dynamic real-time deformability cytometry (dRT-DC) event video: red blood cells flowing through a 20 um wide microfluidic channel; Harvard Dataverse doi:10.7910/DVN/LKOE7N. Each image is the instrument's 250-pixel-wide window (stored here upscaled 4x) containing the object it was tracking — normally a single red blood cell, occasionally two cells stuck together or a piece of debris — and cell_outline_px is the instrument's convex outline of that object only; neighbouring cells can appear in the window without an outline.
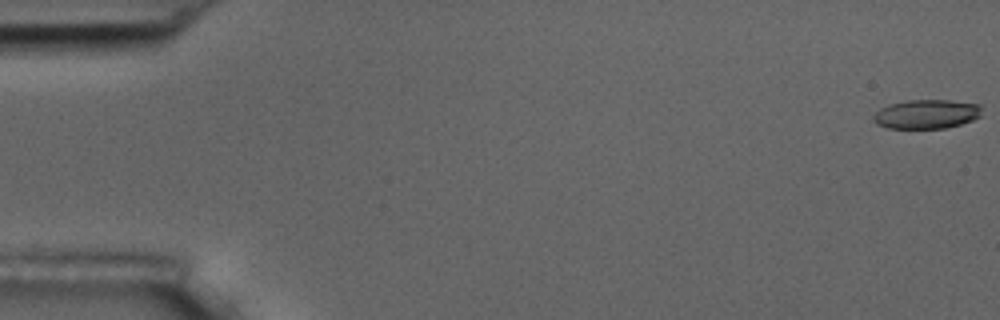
{"species": "common noctule bat (a hibernating species)", "species_latin": "Nyctalus noctula", "temperature_condition": "room temperature", "stored_images_in_passage": 7, "camera_frame_rate_fps": 3000, "um_per_image_px": 0.085, "animal": {"sex": "male", "body_mass_g": 17.5, "forearm_length_mm": 52.3}, "frame": {"image": 1, "passage_image": 1, "time_ms": 0.0, "image_size_px": [1000, 320], "cell_outline_px": [[980, 116], [972, 120], [960, 124], [944, 128], [888, 128], [876, 124], [872, 120], [872, 116], [880, 108], [888, 104], [908, 100], [948, 100], [980, 104]], "centroid_in_image_um": [78.71, 9.69], "position_along_channel_um": 6.3, "area_um2": 18.38}}
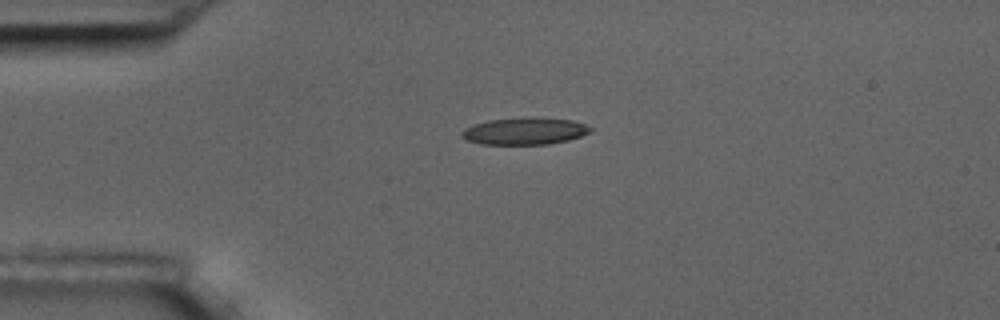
{"frame": {"image": 2, "passage_image": 5, "time_ms": 4.333, "image_size_px": [1000, 320], "cell_outline_px": [[596, 128], [592, 132], [568, 140], [548, 144], [480, 144], [464, 140], [460, 136], [460, 132], [464, 128], [472, 124], [488, 120], [524, 116], [532, 116], [572, 120]], "centroid_in_image_um": [44.58, 11.12], "position_along_channel_um": 40.4, "area_um2": 20.87}}